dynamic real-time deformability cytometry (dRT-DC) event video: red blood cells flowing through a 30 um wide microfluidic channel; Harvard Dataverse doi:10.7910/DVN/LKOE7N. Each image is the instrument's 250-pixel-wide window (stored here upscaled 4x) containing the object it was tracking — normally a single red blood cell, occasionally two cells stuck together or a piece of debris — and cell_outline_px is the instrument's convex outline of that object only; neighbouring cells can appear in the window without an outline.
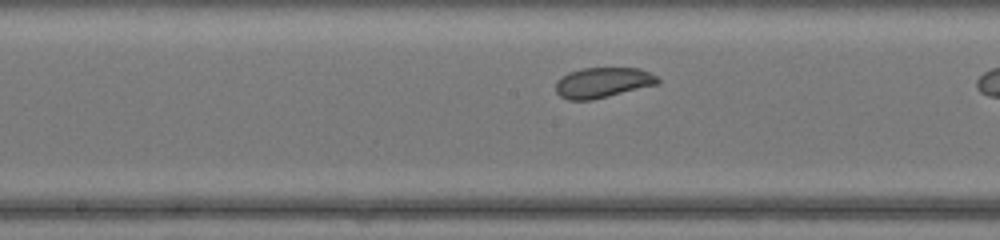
{"species": "common noctule bat (a hibernating species)", "species_latin": "Nyctalus noctula", "temperature_condition": "warm", "stored_images_in_passage": 24, "camera_frame_rate_fps": 3000, "um_per_image_px": 0.085, "animal": {"sex": "female", "body_mass_g": 17.0, "forearm_length_mm": 48.0}, "frame": {"image": 1, "passage_image": 11, "time_ms": 3.333, "image_size_px": [1000, 240], "cell_outline_px": [[660, 80], [656, 84], [592, 100], [568, 100], [560, 96], [556, 92], [556, 84], [568, 72], [584, 68], [640, 68], [656, 76]], "centroid_in_image_um": [51.22, 7.02], "position_along_channel_um": 197.0, "area_um2": 17.69}}
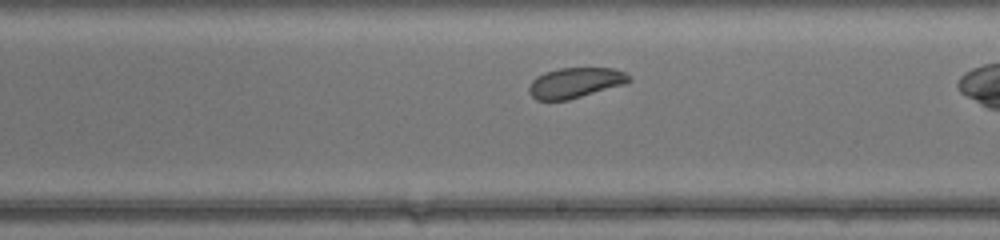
{"frame": {"image": 2, "passage_image": 14, "time_ms": 4.333, "image_size_px": [1000, 240], "cell_outline_px": [[632, 80], [624, 84], [568, 100], [536, 100], [528, 92], [528, 88], [532, 80], [536, 76], [544, 72], [560, 68], [612, 68], [624, 72]], "centroid_in_image_um": [48.85, 7.03], "position_along_channel_um": 240.1, "area_um2": 17.57}}
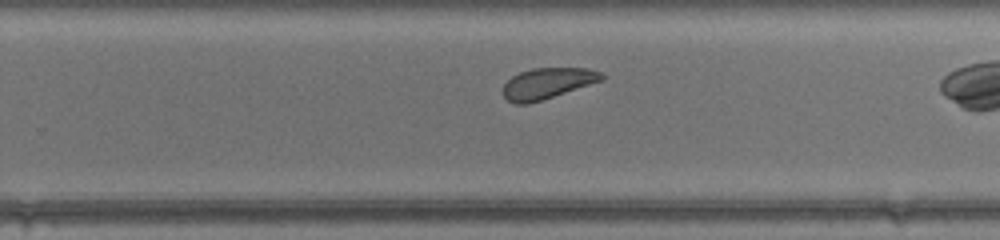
{"frame": {"image": 3, "passage_image": 17, "time_ms": 5.333, "image_size_px": [1000, 240], "cell_outline_px": [[604, 80], [528, 104], [516, 104], [508, 100], [504, 96], [504, 84], [512, 76], [520, 72], [532, 68], [588, 68], [600, 72], [604, 76]], "centroid_in_image_um": [46.54, 7.07], "position_along_channel_um": 283.3, "area_um2": 17.57}}